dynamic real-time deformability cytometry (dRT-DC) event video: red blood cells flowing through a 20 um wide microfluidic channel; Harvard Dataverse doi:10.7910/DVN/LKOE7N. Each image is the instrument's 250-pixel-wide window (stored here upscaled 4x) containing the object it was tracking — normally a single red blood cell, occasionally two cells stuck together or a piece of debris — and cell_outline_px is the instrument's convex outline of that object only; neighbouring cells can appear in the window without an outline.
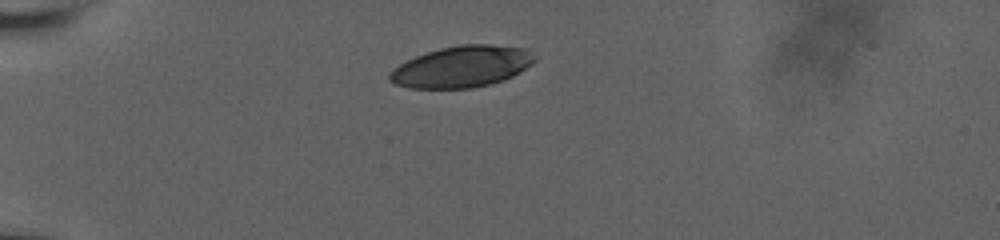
{"species": "human", "species_latin": "Homo sapiens", "temperature_condition": "room temperature", "stored_images_in_passage": 8, "camera_frame_rate_fps": 3000, "um_per_image_px": 0.085, "donor": {"sex": "male"}, "frame": {"image": 1, "passage_image": 1, "time_ms": 0.0, "image_size_px": [1000, 240], "cell_outline_px": [[536, 60], [532, 64], [520, 72], [504, 80], [472, 88], [408, 88], [396, 84], [388, 80], [388, 76], [392, 68], [416, 56], [440, 48], [460, 44], [492, 44], [528, 48], [536, 56]], "centroid_in_image_um": [39.29, 5.65], "position_along_channel_um": 45.7, "area_um2": 35.14}}
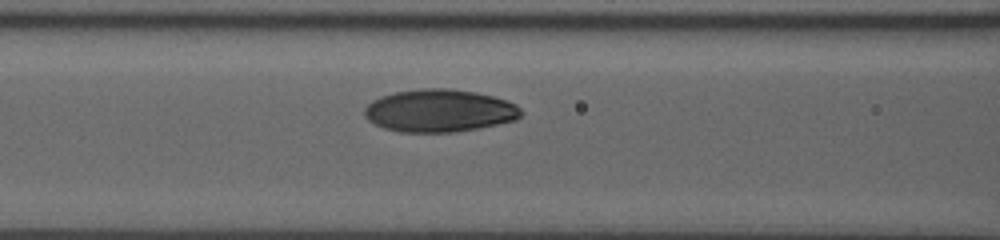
{"frame": {"image": 2, "passage_image": 6, "time_ms": 3.333, "image_size_px": [1000, 240], "cell_outline_px": [[524, 112], [516, 120], [476, 128], [452, 132], [400, 132], [384, 128], [368, 120], [364, 116], [364, 108], [372, 100], [380, 96], [392, 92], [420, 88], [448, 88], [476, 92], [492, 96], [516, 104]], "centroid_in_image_um": [37.32, 9.4], "position_along_channel_um": 129.3, "area_um2": 38.96}}
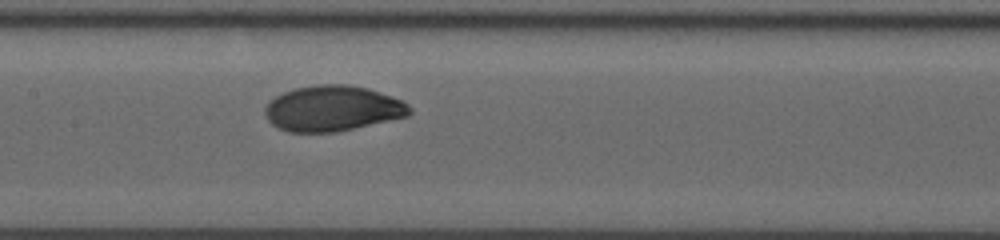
{"frame": {"image": 3, "passage_image": 8, "time_ms": 4.667, "image_size_px": [1000, 240], "cell_outline_px": [[412, 112], [408, 116], [336, 132], [288, 132], [272, 124], [268, 120], [264, 112], [264, 108], [276, 96], [284, 92], [296, 88], [316, 84], [348, 84], [368, 88], [392, 96], [408, 104], [412, 108]], "centroid_in_image_um": [28.28, 9.21], "position_along_channel_um": 179.1, "area_um2": 38.32}}